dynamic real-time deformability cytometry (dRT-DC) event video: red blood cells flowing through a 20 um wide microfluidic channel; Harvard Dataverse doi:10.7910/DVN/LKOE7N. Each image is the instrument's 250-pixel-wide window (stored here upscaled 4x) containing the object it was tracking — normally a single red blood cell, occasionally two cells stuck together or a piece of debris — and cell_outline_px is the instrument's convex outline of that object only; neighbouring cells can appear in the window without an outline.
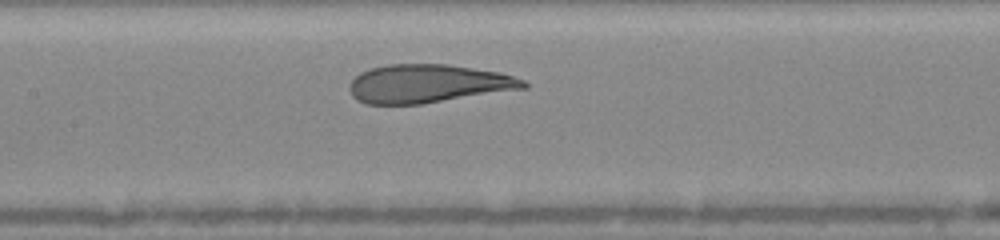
{"species": "human", "species_latin": "Homo sapiens", "temperature_condition": "warm", "stored_images_in_passage": 15, "camera_frame_rate_fps": 3000, "um_per_image_px": 0.085, "donor": {"sex": "female"}, "frame": {"image": 1, "passage_image": 7, "time_ms": 4.0, "image_size_px": [1000, 240], "cell_outline_px": [[528, 88], [420, 104], [368, 104], [356, 100], [352, 96], [348, 88], [348, 84], [360, 72], [368, 68], [388, 64], [448, 64], [500, 72], [524, 80], [528, 84]], "centroid_in_image_um": [36.36, 7.11], "position_along_channel_um": 171.0, "area_um2": 39.13}}
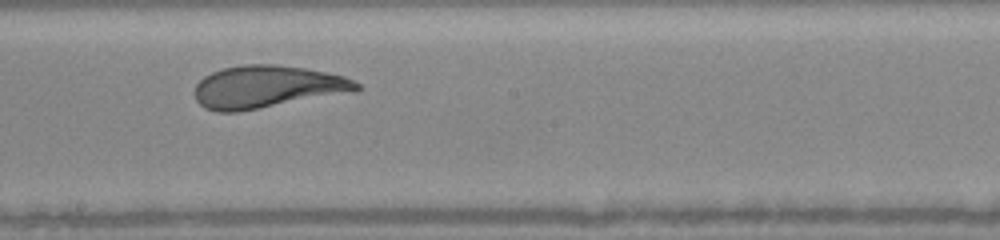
{"frame": {"image": 2, "passage_image": 9, "time_ms": 5.333, "image_size_px": [1000, 240], "cell_outline_px": [[360, 88], [356, 92], [236, 112], [216, 112], [204, 108], [196, 100], [196, 84], [204, 76], [212, 72], [224, 68], [244, 64], [276, 64], [304, 68], [344, 76], [360, 84]], "centroid_in_image_um": [22.71, 7.39], "position_along_channel_um": 225.5, "area_um2": 40.06}}
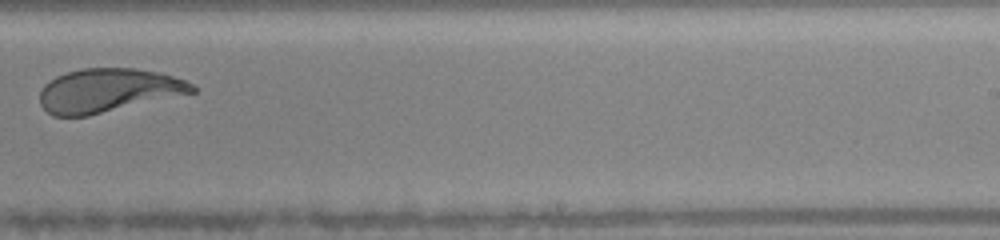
{"frame": {"image": 3, "passage_image": 11, "time_ms": 6.667, "image_size_px": [1000, 240], "cell_outline_px": [[196, 92], [88, 116], [52, 116], [40, 104], [40, 92], [44, 84], [56, 76], [80, 68], [136, 68], [156, 72], [172, 76], [184, 80], [192, 84], [196, 88]], "centroid_in_image_um": [9.17, 7.69], "position_along_channel_um": 279.8, "area_um2": 38.73}, "authors_computed_cell_mechanics": {"area_um2": 40.171, "velocity_mm_per_s": 4.0992, "shape_relaxation_time_tau1_ms": 3.7628, "shape_relaxation_time_tau2_ms": 0.0038, "deformation_change_tau1": 0.1904, "deformation_change_tau2": 0.0651}}